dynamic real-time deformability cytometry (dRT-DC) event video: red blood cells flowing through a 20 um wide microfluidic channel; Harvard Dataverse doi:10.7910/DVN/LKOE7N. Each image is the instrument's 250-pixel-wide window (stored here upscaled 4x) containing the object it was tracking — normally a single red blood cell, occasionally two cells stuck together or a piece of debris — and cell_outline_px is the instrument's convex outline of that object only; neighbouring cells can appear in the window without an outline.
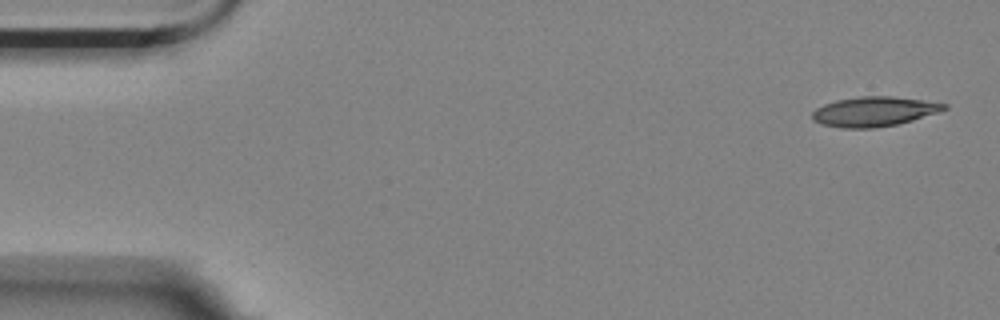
{"species": "Egyptian fruit bat (a non-hibernating species)", "species_latin": "Rousettus aegyptiacus", "temperature_condition": "room temperature", "stored_images_in_passage": 7, "camera_frame_rate_fps": 3000, "um_per_image_px": 0.085, "animal": {"sex": "female"}, "frame": {"image": 1, "passage_image": 1, "time_ms": 0.0, "image_size_px": [1000, 320], "cell_outline_px": [[948, 108], [940, 112], [912, 120], [896, 124], [872, 128], [844, 128], [824, 124], [812, 120], [812, 112], [816, 108], [824, 104], [836, 100], [860, 96], [892, 96], [948, 104]], "centroid_in_image_um": [74.29, 9.47], "position_along_channel_um": 10.7, "area_um2": 22.66}}
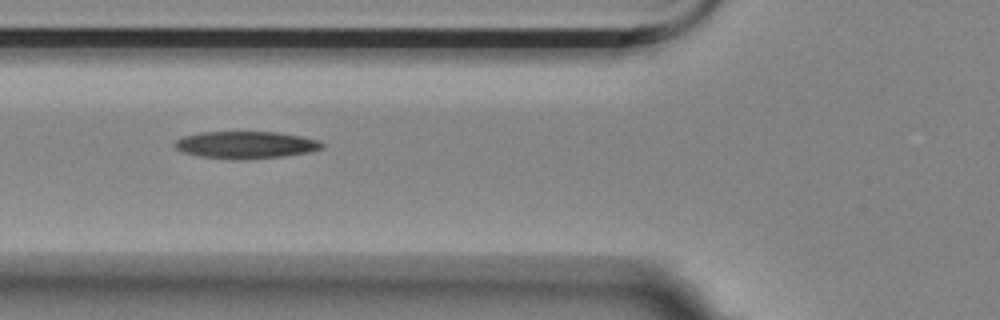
{"frame": {"image": 2, "passage_image": 6, "time_ms": 1.667, "image_size_px": [1000, 320], "cell_outline_px": [[324, 148], [312, 152], [284, 156], [200, 156], [184, 152], [176, 148], [172, 144], [176, 140], [184, 136], [200, 132], [276, 132], [300, 136], [320, 140], [324, 144]], "centroid_in_image_um": [20.95, 12.26], "position_along_channel_um": 104.8, "area_um2": 22.2}}
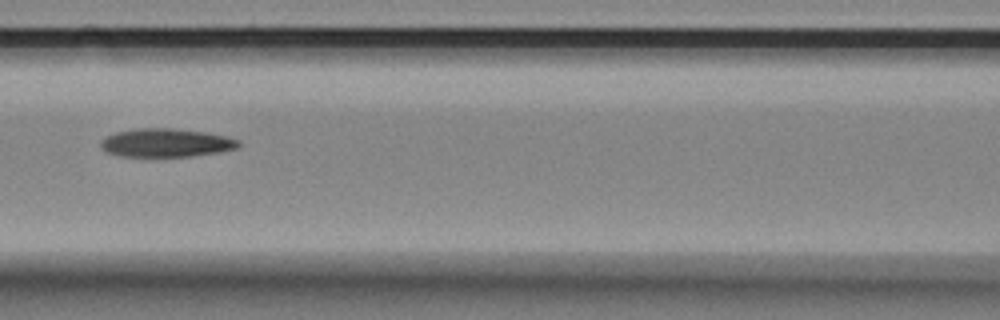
{"frame": {"image": 3, "passage_image": 7, "time_ms": 2.0, "image_size_px": [1000, 320], "cell_outline_px": [[240, 144], [236, 148], [216, 152], [188, 156], [120, 156], [108, 152], [100, 148], [100, 140], [116, 132], [136, 128], [172, 128], [204, 132], [224, 136], [240, 140]], "centroid_in_image_um": [14.07, 12.13], "position_along_channel_um": 152.5, "area_um2": 22.54}}